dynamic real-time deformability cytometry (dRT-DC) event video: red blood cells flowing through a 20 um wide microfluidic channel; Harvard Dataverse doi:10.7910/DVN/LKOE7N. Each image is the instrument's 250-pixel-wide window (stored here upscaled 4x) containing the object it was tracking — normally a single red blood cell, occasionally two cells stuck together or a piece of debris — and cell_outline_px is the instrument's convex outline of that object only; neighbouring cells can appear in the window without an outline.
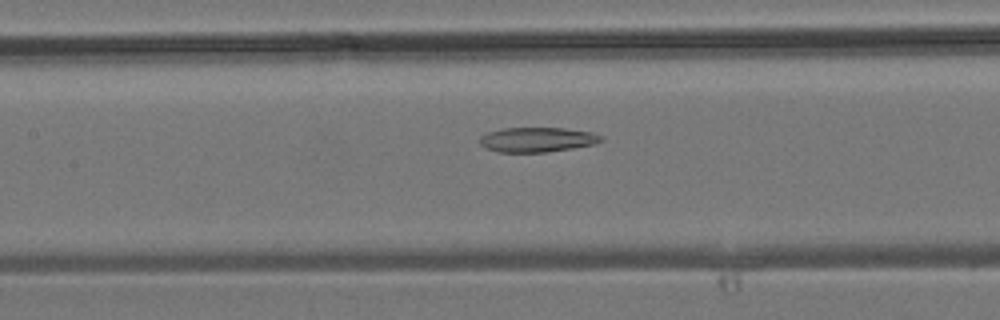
{"species": "common noctule bat (a hibernating species)", "species_latin": "Nyctalus noctula", "temperature_condition": "room temperature", "stored_images_in_passage": 36, "camera_frame_rate_fps": 3000, "um_per_image_px": 0.085, "animal": {"sex": "male", "body_mass_g": 19.2, "forearm_length_mm": 51.8}, "frame": {"image": 1, "passage_image": 12, "time_ms": 3.667, "image_size_px": [1000, 320], "cell_outline_px": [[604, 140], [592, 144], [572, 148], [544, 152], [496, 152], [484, 148], [480, 144], [480, 136], [488, 132], [504, 128], [564, 128], [592, 132], [604, 136]], "centroid_in_image_um": [45.65, 11.87], "position_along_channel_um": 161.8, "area_um2": 17.51}}
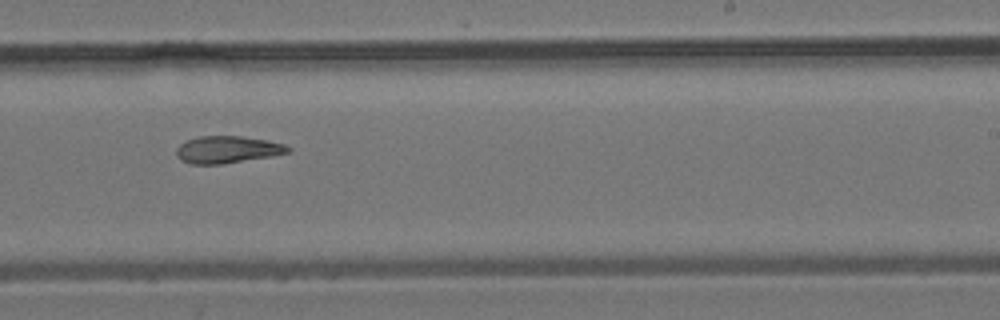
{"frame": {"image": 2, "passage_image": 19, "time_ms": 6.0, "image_size_px": [1000, 320], "cell_outline_px": [[292, 152], [272, 156], [220, 164], [192, 164], [180, 160], [176, 156], [176, 148], [180, 144], [188, 140], [200, 136], [244, 136], [268, 140], [284, 144], [292, 148]], "centroid_in_image_um": [19.35, 12.71], "position_along_channel_um": 269.6, "area_um2": 17.74}}
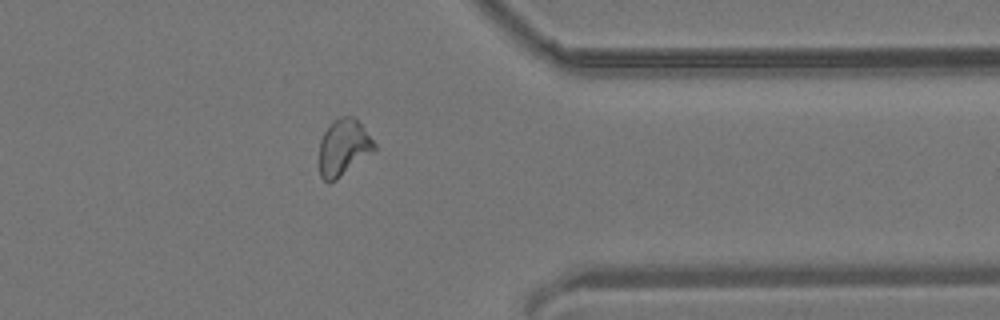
{"frame": {"image": 3, "passage_image": 27, "time_ms": 8.667, "image_size_px": [1000, 320], "cell_outline_px": [[376, 148], [372, 152], [336, 180], [328, 184], [320, 176], [320, 140], [324, 132], [332, 120], [340, 116], [356, 116], [376, 144]], "centroid_in_image_um": [29.2, 12.51], "position_along_channel_um": 382.2, "area_um2": 18.21}}